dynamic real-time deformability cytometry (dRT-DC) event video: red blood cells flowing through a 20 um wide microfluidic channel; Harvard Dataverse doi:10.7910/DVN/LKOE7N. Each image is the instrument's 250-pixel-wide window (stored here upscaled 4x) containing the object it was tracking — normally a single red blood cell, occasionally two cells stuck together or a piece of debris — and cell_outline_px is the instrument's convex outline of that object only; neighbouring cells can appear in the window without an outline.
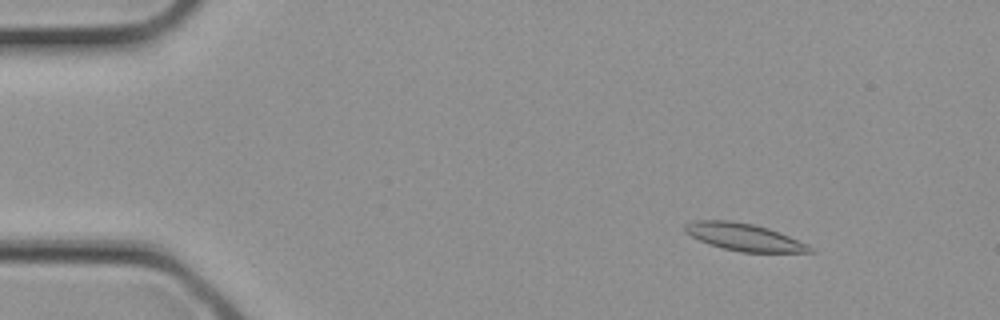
{"species": "common noctule bat (a hibernating species)", "species_latin": "Nyctalus noctula", "temperature_condition": "cold", "stored_images_in_passage": 3, "camera_frame_rate_fps": 3000, "um_per_image_px": 0.085, "animal": {"sex": "female", "body_mass_g": 21.9}, "frame": {"image": 1, "passage_image": 1, "time_ms": 0.0, "image_size_px": [1000, 320], "cell_outline_px": [[816, 252], [740, 252], [724, 248], [700, 240], [684, 232], [684, 224], [696, 220], [728, 220], [752, 224], [768, 228], [808, 244]], "centroid_in_image_um": [63.24, 20.14], "position_along_channel_um": 21.8, "area_um2": 19.59}}